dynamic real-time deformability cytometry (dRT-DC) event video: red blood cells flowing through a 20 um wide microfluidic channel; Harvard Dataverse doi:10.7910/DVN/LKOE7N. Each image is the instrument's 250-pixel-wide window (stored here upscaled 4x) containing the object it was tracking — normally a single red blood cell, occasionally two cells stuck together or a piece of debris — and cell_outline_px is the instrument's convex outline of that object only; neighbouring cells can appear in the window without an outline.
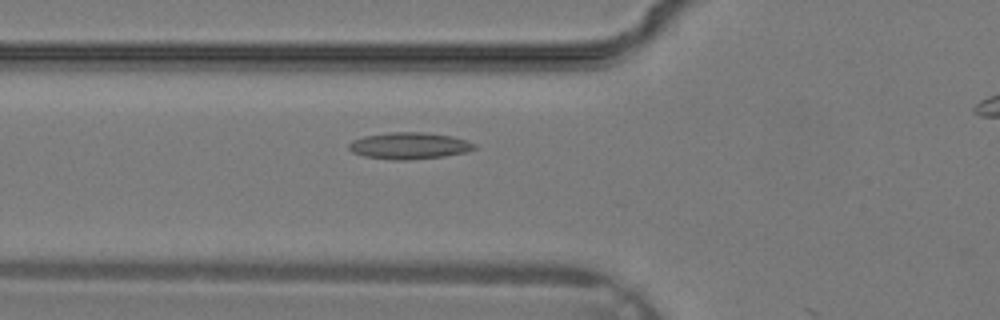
{"species": "common noctule bat (a hibernating species)", "species_latin": "Nyctalus noctula", "temperature_condition": "warm", "stored_images_in_passage": 24, "camera_frame_rate_fps": 3000, "um_per_image_px": 0.085, "animal": {"sex": "male", "body_mass_g": 19.2, "forearm_length_mm": 51.8}, "frame": {"image": 1, "passage_image": 5, "time_ms": 1.333, "image_size_px": [1000, 320], "cell_outline_px": [[476, 148], [464, 152], [444, 156], [408, 160], [392, 160], [364, 156], [352, 152], [348, 148], [348, 144], [352, 140], [364, 136], [392, 132], [424, 132], [452, 136], [468, 140], [476, 144]], "centroid_in_image_um": [34.78, 12.38], "position_along_channel_um": 91.0, "area_um2": 19.54}}
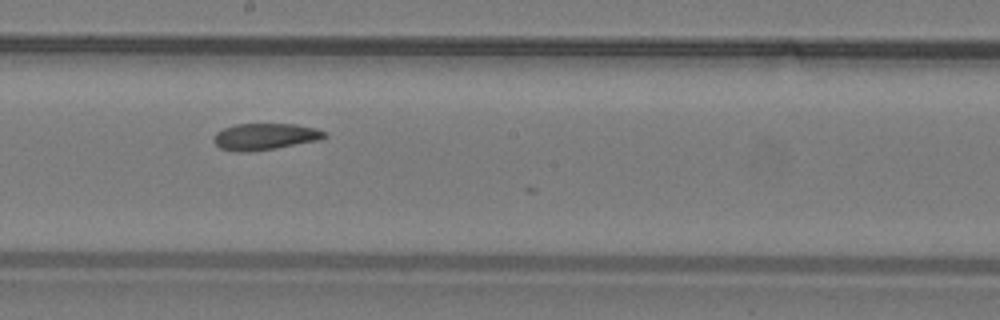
{"frame": {"image": 2, "passage_image": 12, "time_ms": 3.667, "image_size_px": [1000, 320], "cell_outline_px": [[328, 136], [320, 140], [276, 148], [248, 152], [240, 152], [220, 148], [212, 140], [216, 132], [224, 128], [236, 124], [296, 124], [316, 128], [324, 132]], "centroid_in_image_um": [22.52, 11.61], "position_along_channel_um": 225.7, "area_um2": 17.17}}
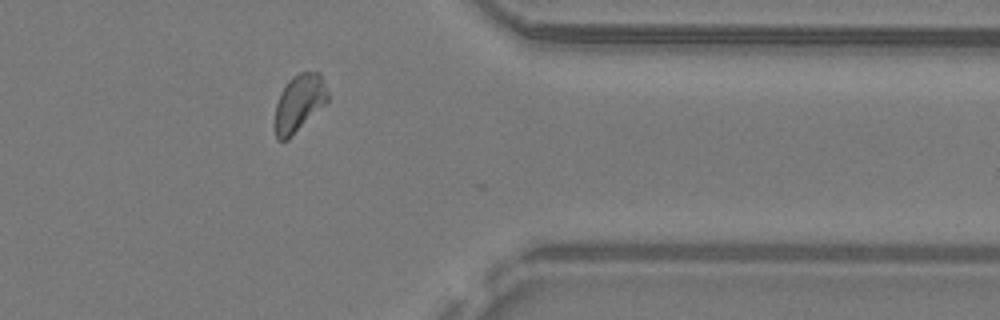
{"frame": {"image": 3, "passage_image": 21, "time_ms": 6.667, "image_size_px": [1000, 320], "cell_outline_px": [[328, 100], [288, 140], [276, 140], [272, 124], [276, 104], [280, 92], [288, 80], [292, 76], [300, 72], [320, 72], [328, 92]], "centroid_in_image_um": [25.36, 8.78], "position_along_channel_um": 386.0, "area_um2": 17.86}}